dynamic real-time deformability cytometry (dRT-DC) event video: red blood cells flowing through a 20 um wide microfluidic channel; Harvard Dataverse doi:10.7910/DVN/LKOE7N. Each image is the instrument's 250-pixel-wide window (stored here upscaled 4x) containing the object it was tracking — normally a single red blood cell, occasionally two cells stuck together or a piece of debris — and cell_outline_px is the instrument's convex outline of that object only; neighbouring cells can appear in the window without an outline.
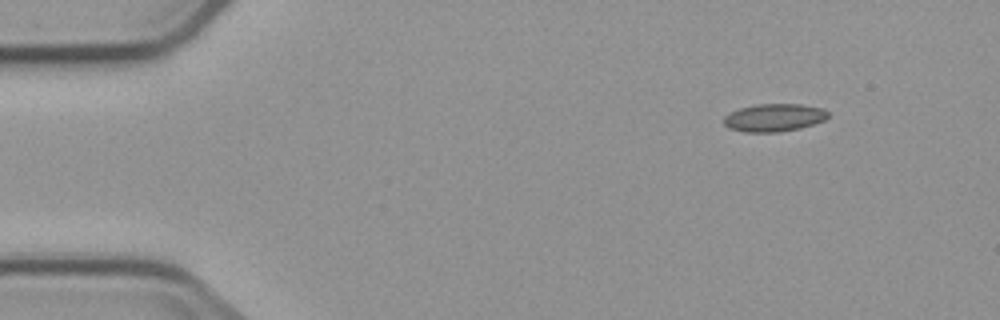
{"species": "common noctule bat (a hibernating species)", "species_latin": "Nyctalus noctula", "temperature_condition": "cold", "stored_images_in_passage": 6, "camera_frame_rate_fps": 3000, "um_per_image_px": 0.085, "animal": {"sex": "male", "body_mass_g": 23.1, "forearm_length_mm": 52.7}, "frame": {"image": 1, "passage_image": 1, "time_ms": 0.0, "image_size_px": [1000, 320], "cell_outline_px": [[828, 116], [824, 120], [800, 128], [776, 132], [744, 132], [728, 128], [724, 124], [724, 116], [740, 108], [756, 104], [800, 104], [824, 108], [828, 112]], "centroid_in_image_um": [65.79, 9.99], "position_along_channel_um": 19.2, "area_um2": 16.82}}
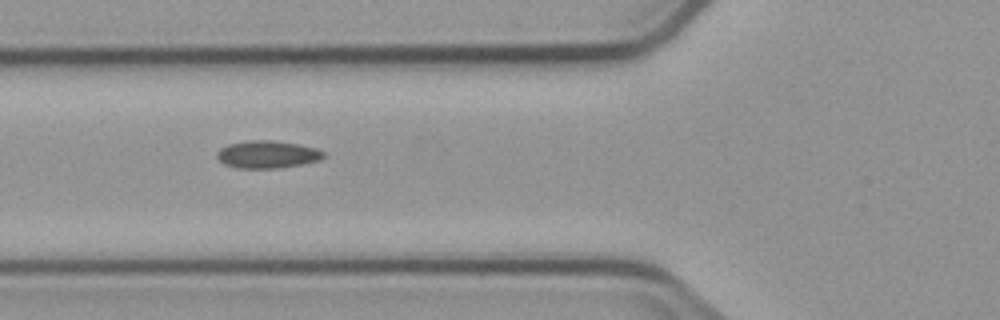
{"frame": {"image": 2, "passage_image": 5, "time_ms": 4.667, "image_size_px": [1000, 320], "cell_outline_px": [[324, 156], [320, 160], [304, 164], [280, 168], [236, 168], [224, 164], [216, 156], [216, 152], [220, 148], [228, 144], [248, 140], [272, 140], [300, 144], [316, 148], [324, 152]], "centroid_in_image_um": [22.72, 13.12], "position_along_channel_um": 103.1, "area_um2": 17.28}}
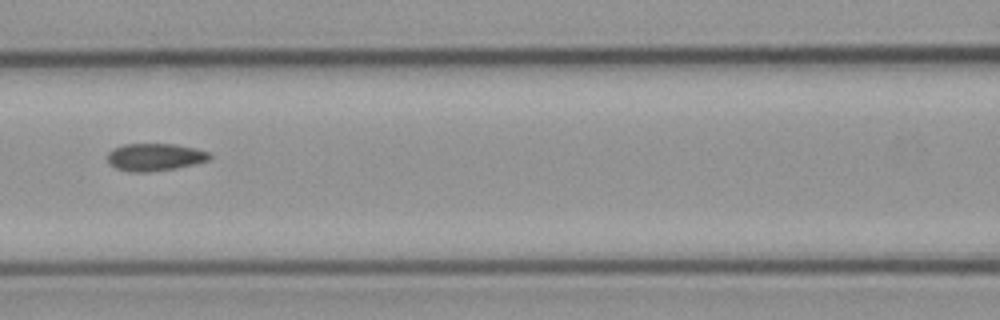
{"frame": {"image": 3, "passage_image": 6, "time_ms": 6.0, "image_size_px": [1000, 320], "cell_outline_px": [[212, 156], [208, 160], [176, 168], [148, 172], [132, 172], [116, 168], [108, 160], [108, 152], [112, 148], [124, 144], [176, 144], [196, 148], [208, 152]], "centroid_in_image_um": [13.16, 13.34], "position_along_channel_um": 153.4, "area_um2": 16.24}}